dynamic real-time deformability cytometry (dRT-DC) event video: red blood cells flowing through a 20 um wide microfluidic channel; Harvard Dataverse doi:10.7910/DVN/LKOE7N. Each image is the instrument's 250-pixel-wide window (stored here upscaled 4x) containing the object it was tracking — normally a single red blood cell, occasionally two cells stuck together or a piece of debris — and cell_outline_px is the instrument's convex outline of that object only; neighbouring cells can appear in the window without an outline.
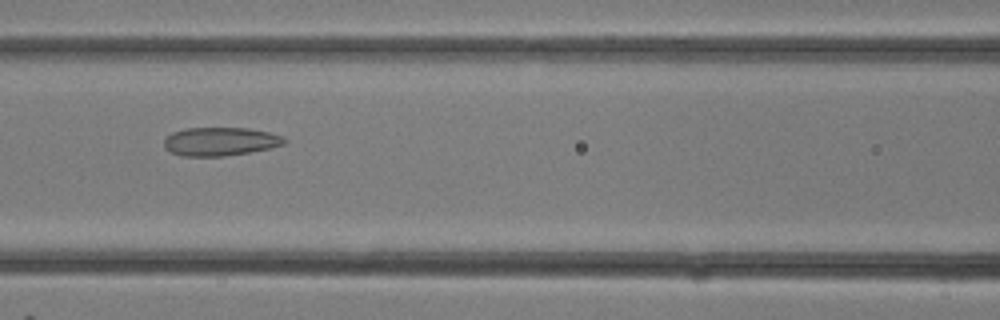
{"species": "common noctule bat (a hibernating species)", "species_latin": "Nyctalus noctula", "temperature_condition": "room temperature", "stored_images_in_passage": 32, "camera_frame_rate_fps": 3000, "um_per_image_px": 0.085, "animal": {"sex": "female"}, "frame": {"image": 1, "passage_image": 14, "time_ms": 4.333, "image_size_px": [1000, 320], "cell_outline_px": [[288, 140], [284, 144], [272, 148], [224, 156], [180, 156], [164, 148], [164, 140], [172, 132], [184, 128], [248, 128], [268, 132], [284, 136]], "centroid_in_image_um": [18.73, 12.02], "position_along_channel_um": 147.9, "area_um2": 20.06}}
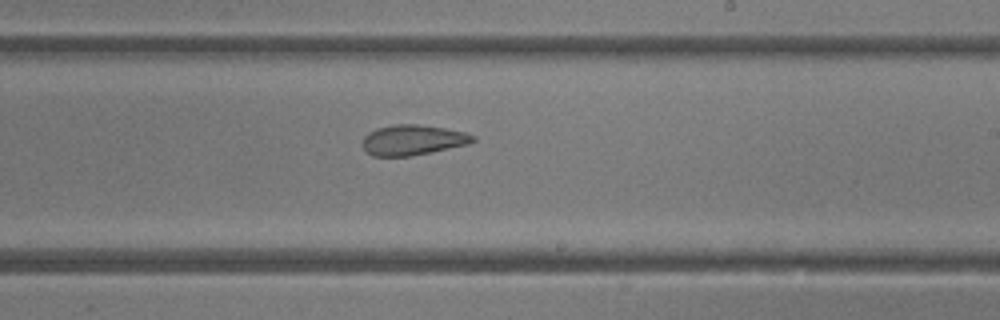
{"frame": {"image": 2, "passage_image": 19, "time_ms": 6.0, "image_size_px": [1000, 320], "cell_outline_px": [[476, 140], [468, 144], [412, 156], [372, 156], [364, 148], [364, 136], [368, 132], [376, 128], [392, 124], [420, 124], [444, 128], [464, 132], [476, 136]], "centroid_in_image_um": [35.09, 11.89], "position_along_channel_um": 253.9, "area_um2": 19.48}}
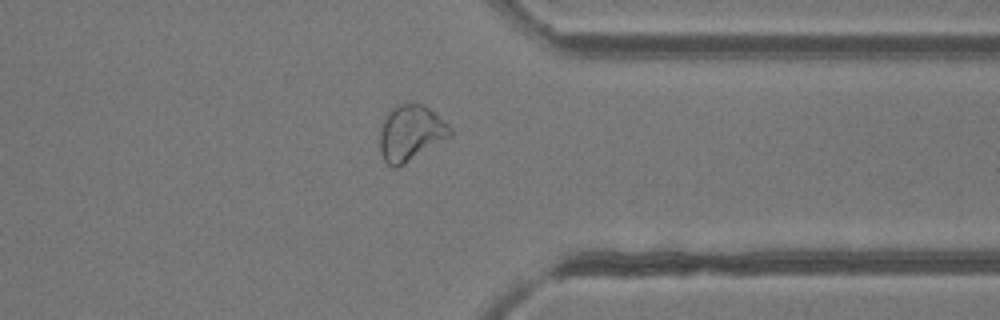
{"frame": {"image": 3, "passage_image": 25, "time_ms": 8.0, "image_size_px": [1000, 320], "cell_outline_px": [[452, 136], [404, 164], [396, 168], [392, 168], [384, 160], [380, 152], [380, 124], [388, 112], [392, 108], [400, 104], [420, 104], [428, 108], [448, 124], [452, 128]], "centroid_in_image_um": [34.89, 11.33], "position_along_channel_um": 376.5, "area_um2": 22.77}}